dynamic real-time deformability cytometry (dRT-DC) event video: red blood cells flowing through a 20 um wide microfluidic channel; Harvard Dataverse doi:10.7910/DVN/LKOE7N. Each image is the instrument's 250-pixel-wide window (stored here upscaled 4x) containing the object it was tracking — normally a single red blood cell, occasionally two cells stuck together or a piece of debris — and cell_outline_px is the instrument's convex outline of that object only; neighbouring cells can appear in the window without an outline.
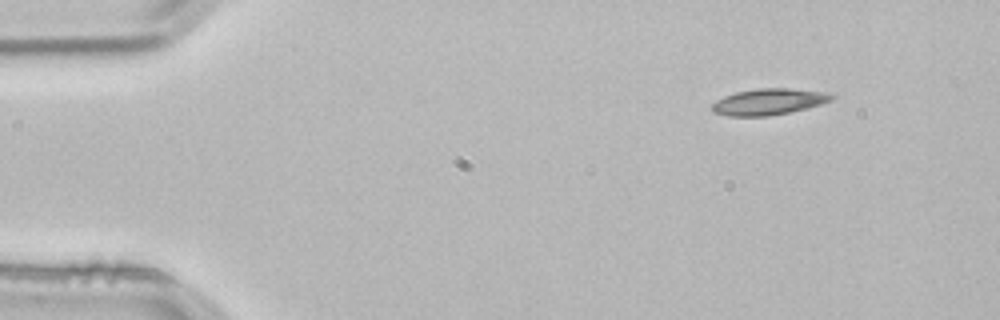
{"species": "common noctule bat (a hibernating species)", "species_latin": "Nyctalus noctula", "temperature_condition": "room temperature", "stored_images_in_passage": 3, "camera_frame_rate_fps": 3000, "um_per_image_px": 0.085, "animal": {"sex": "male", "body_mass_g": 21.5, "forearm_length_mm": 52.0}, "frame": {"image": 1, "passage_image": 1, "time_ms": 0.0, "image_size_px": [1000, 320], "cell_outline_px": [[836, 96], [832, 100], [808, 108], [768, 116], [728, 116], [712, 112], [708, 108], [716, 100], [724, 96], [736, 92], [760, 88], [788, 88], [824, 92]], "centroid_in_image_um": [65.29, 8.65], "position_along_channel_um": 19.7, "area_um2": 18.32}}
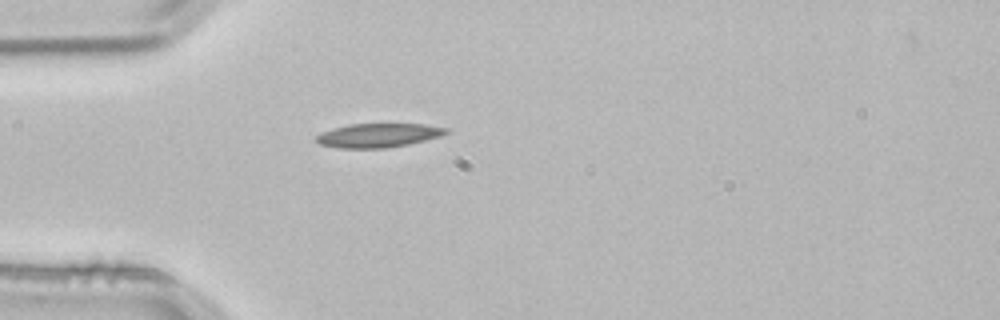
{"frame": {"image": 2, "passage_image": 3, "time_ms": 0.667, "image_size_px": [1000, 320], "cell_outline_px": [[448, 132], [440, 136], [408, 144], [388, 148], [336, 148], [320, 144], [316, 140], [316, 136], [320, 132], [332, 128], [348, 124], [424, 124], [448, 128]], "centroid_in_image_um": [32.11, 11.5], "position_along_channel_um": 52.9, "area_um2": 18.15}}